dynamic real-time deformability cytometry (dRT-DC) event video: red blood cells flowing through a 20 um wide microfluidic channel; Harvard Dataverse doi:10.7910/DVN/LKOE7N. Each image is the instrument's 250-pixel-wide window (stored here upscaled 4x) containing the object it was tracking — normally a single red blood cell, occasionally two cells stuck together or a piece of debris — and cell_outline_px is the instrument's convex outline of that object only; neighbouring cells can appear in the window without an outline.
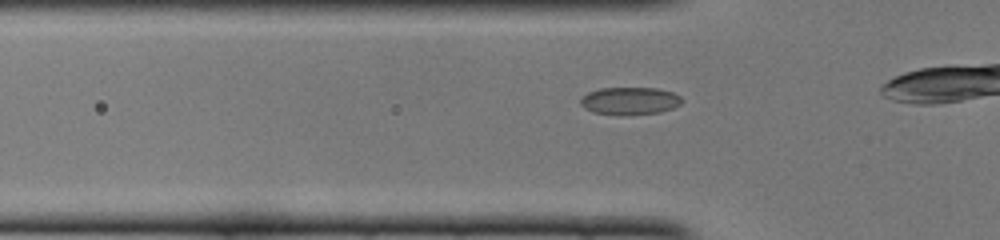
{"species": "common noctule bat (a hibernating species)", "species_latin": "Nyctalus noctula", "temperature_condition": "cold", "stored_images_in_passage": 34, "camera_frame_rate_fps": 3000, "um_per_image_px": 0.085, "animal": {"sex": "female", "body_mass_g": 22.0, "forearm_length_mm": 56.7}, "frame": {"image": 1, "passage_image": 11, "time_ms": 3.333, "image_size_px": [1000, 240], "cell_outline_px": [[684, 100], [680, 104], [672, 108], [660, 112], [620, 116], [616, 116], [592, 112], [584, 108], [580, 104], [580, 96], [588, 92], [600, 88], [656, 88], [672, 92], [680, 96]], "centroid_in_image_um": [53.49, 8.59], "position_along_channel_um": 72.3, "area_um2": 16.59}}
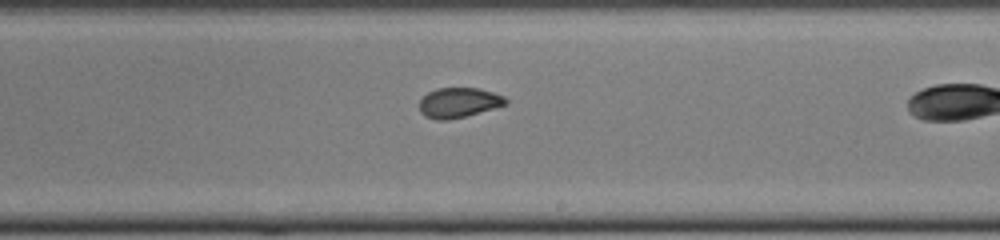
{"frame": {"image": 2, "passage_image": 24, "time_ms": 7.667, "image_size_px": [1000, 240], "cell_outline_px": [[508, 104], [496, 108], [448, 120], [436, 120], [424, 116], [420, 112], [420, 100], [428, 92], [436, 88], [480, 88], [504, 96], [508, 100]], "centroid_in_image_um": [39.0, 8.72], "position_along_channel_um": 250.0, "area_um2": 15.14}}
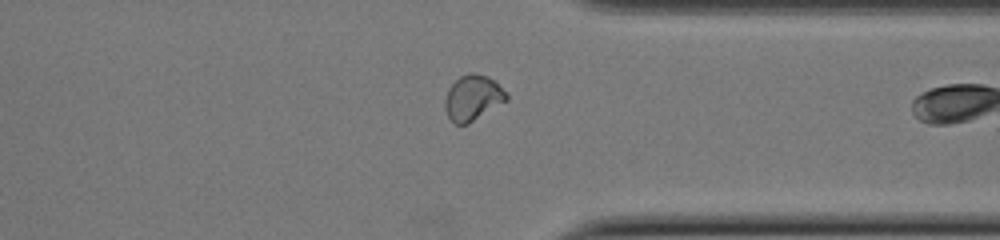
{"frame": {"image": 3, "passage_image": 33, "time_ms": 10.667, "image_size_px": [1000, 240], "cell_outline_px": [[508, 100], [468, 124], [456, 124], [448, 116], [444, 108], [444, 100], [448, 88], [460, 76], [468, 72], [472, 72], [488, 76], [508, 92]], "centroid_in_image_um": [40.2, 8.3], "position_along_channel_um": 371.2, "area_um2": 16.42}}